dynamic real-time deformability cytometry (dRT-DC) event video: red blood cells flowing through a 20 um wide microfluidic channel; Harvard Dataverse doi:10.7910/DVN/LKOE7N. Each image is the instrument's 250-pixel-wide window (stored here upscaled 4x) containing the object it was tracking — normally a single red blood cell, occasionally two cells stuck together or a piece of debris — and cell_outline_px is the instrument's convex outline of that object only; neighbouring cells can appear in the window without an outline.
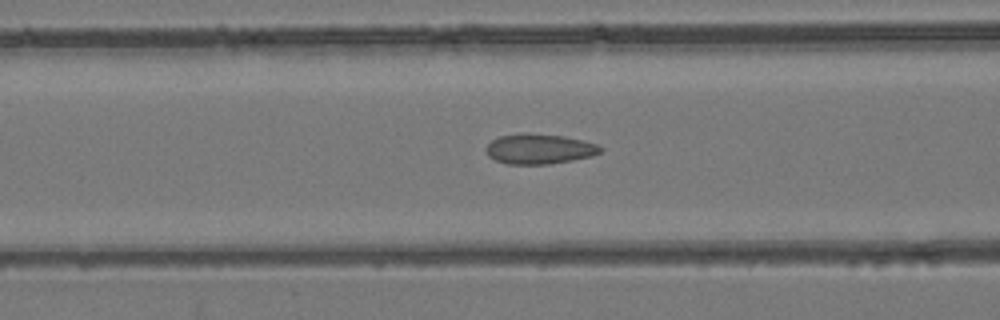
{"species": "common noctule bat (a hibernating species)", "species_latin": "Nyctalus noctula", "temperature_condition": "room temperature", "stored_images_in_passage": 35, "camera_frame_rate_fps": 3000, "um_per_image_px": 0.085, "animal": {"sex": "female", "body_mass_g": 24.6, "forearm_length_mm": 56.2}, "frame": {"image": 1, "passage_image": 9, "time_ms": 2.667, "image_size_px": [1000, 320], "cell_outline_px": [[604, 148], [600, 152], [592, 156], [572, 160], [548, 164], [508, 164], [496, 160], [488, 156], [488, 144], [492, 140], [500, 136], [524, 132], [528, 132], [564, 136], [584, 140], [596, 144]], "centroid_in_image_um": [45.87, 12.64], "position_along_channel_um": 120.7, "area_um2": 20.06}}
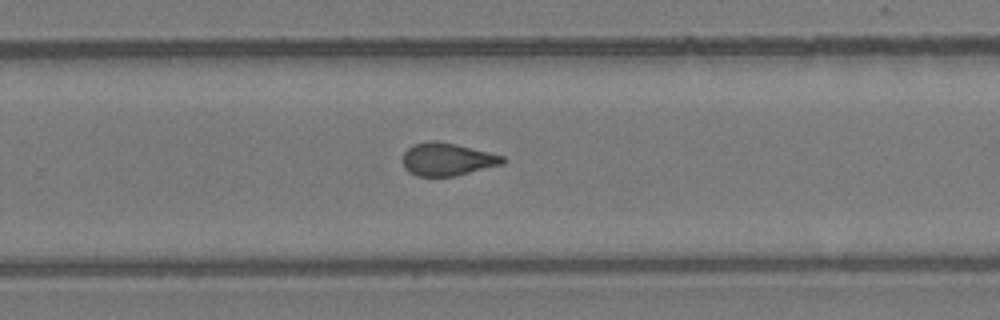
{"frame": {"image": 2, "passage_image": 22, "time_ms": 7.0, "image_size_px": [1000, 320], "cell_outline_px": [[504, 164], [456, 176], [416, 176], [408, 172], [404, 168], [404, 152], [412, 144], [432, 140], [436, 140], [456, 144], [504, 156]], "centroid_in_image_um": [38.01, 13.54], "position_along_channel_um": 291.8, "area_um2": 19.13}}
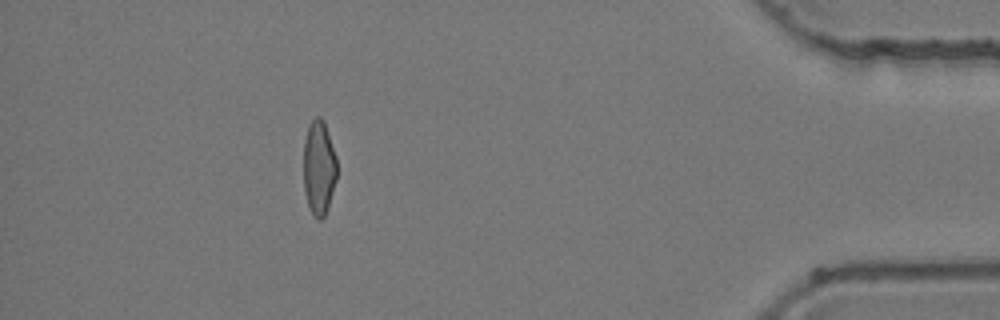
{"frame": {"image": 3, "passage_image": 35, "time_ms": 11.333, "image_size_px": [1000, 320], "cell_outline_px": [[336, 180], [328, 208], [324, 216], [320, 220], [316, 220], [312, 216], [308, 208], [304, 192], [304, 140], [308, 124], [316, 116], [320, 116], [324, 120], [336, 156]], "centroid_in_image_um": [27.09, 14.28], "position_along_channel_um": 408.1, "area_um2": 18.73}, "authors_computed_cell_mechanics": {"area_um2": 19.3052, "velocity_mm_per_s": 3.9541, "shape_relaxation_time_tau1_ms": null, "shape_relaxation_time_tau2_ms": 1.2212, "deformation_change_tau1": null, "deformation_change_tau2": 0.0625}}